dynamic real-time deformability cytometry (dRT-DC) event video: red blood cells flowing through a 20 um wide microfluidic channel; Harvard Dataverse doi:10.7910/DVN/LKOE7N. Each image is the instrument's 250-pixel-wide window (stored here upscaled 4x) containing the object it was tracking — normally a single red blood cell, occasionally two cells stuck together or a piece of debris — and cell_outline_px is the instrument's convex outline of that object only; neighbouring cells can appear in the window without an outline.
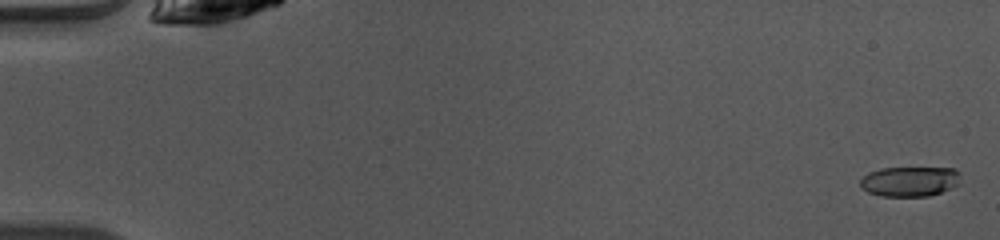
{"species": "common noctule bat (a hibernating species)", "species_latin": "Nyctalus noctula", "temperature_condition": "warm", "stored_images_in_passage": 50, "camera_frame_rate_fps": 3000, "um_per_image_px": 0.085, "animal": {"sex": "female", "body_mass_g": 10.0, "forearm_length_mm": 53.1}, "frame": {"image": 1, "passage_image": 2, "time_ms": 0.333, "image_size_px": [1000, 240], "cell_outline_px": [[960, 184], [940, 192], [928, 196], [880, 196], [868, 192], [860, 188], [860, 180], [868, 172], [880, 168], [956, 168], [960, 172]], "centroid_in_image_um": [77.33, 15.41], "position_along_channel_um": 7.7, "area_um2": 17.69}}
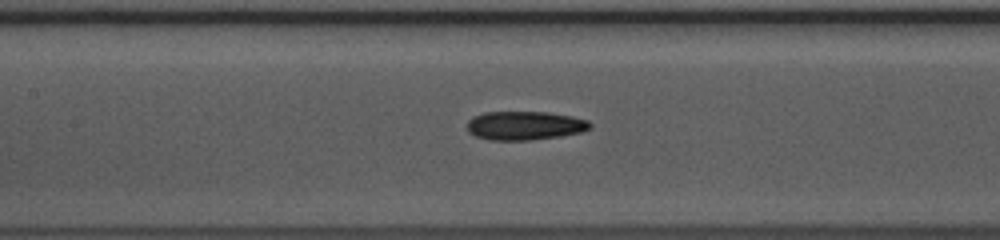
{"frame": {"image": 2, "passage_image": 24, "time_ms": 7.667, "image_size_px": [1000, 240], "cell_outline_px": [[592, 128], [580, 132], [560, 136], [528, 140], [492, 140], [476, 136], [468, 132], [468, 120], [472, 116], [484, 112], [548, 112], [572, 116], [588, 120], [592, 124]], "centroid_in_image_um": [44.61, 10.66], "position_along_channel_um": 162.8, "area_um2": 20.63}}
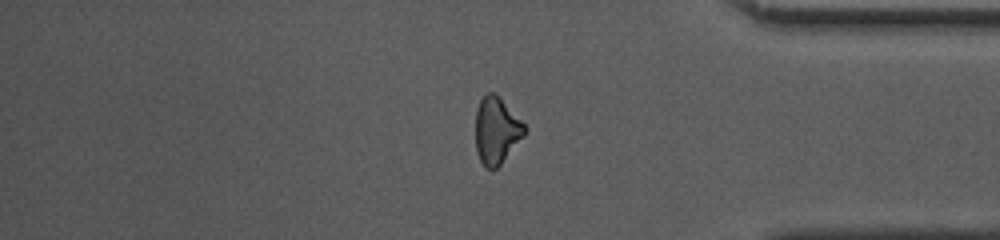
{"frame": {"image": 3, "passage_image": 42, "time_ms": 13.667, "image_size_px": [1000, 240], "cell_outline_px": [[528, 128], [524, 136], [500, 164], [492, 172], [484, 168], [476, 152], [476, 112], [480, 100], [488, 92], [496, 92]], "centroid_in_image_um": [42.2, 11.11], "position_along_channel_um": 393.0, "area_um2": 19.25}, "authors_computed_cell_mechanics": {"area_um2": 19.5653, "velocity_mm_per_s": 4.1157, "shape_relaxation_time_tau1_ms": 8.6213, "shape_relaxation_time_tau2_ms": 9.8457, "deformation_change_tau1": 0.216, "deformation_change_tau2": 0.2185}}